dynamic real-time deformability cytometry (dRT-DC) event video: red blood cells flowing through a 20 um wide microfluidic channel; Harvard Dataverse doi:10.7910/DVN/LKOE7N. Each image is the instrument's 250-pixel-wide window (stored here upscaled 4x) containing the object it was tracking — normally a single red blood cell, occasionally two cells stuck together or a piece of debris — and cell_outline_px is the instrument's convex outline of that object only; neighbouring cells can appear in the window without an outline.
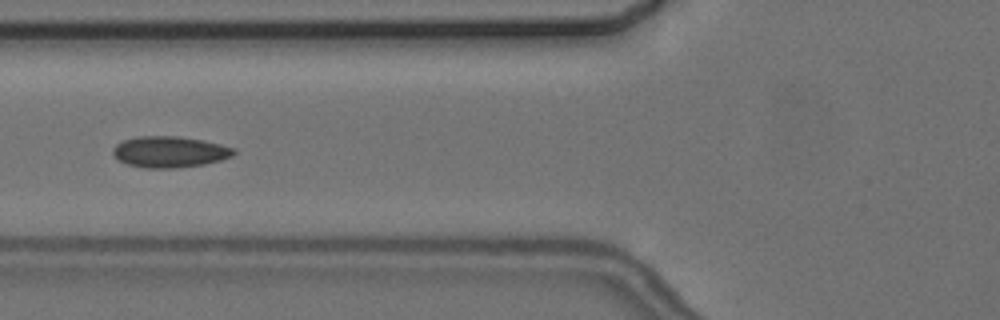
{"species": "common noctule bat (a hibernating species)", "species_latin": "Nyctalus noctula", "temperature_condition": "cold", "stored_images_in_passage": 5, "camera_frame_rate_fps": 3000, "um_per_image_px": 0.085, "animal": {"sex": "female", "body_mass_g": 24.6, "forearm_length_mm": 56.2}, "frame": {"image": 1, "passage_image": 3, "time_ms": 3.0, "image_size_px": [1000, 320], "cell_outline_px": [[236, 152], [232, 156], [220, 160], [204, 164], [176, 168], [144, 168], [128, 164], [120, 160], [112, 152], [112, 148], [116, 144], [124, 140], [136, 136], [176, 136], [204, 140], [236, 148]], "centroid_in_image_um": [14.43, 12.9], "position_along_channel_um": 111.4, "area_um2": 21.96}}
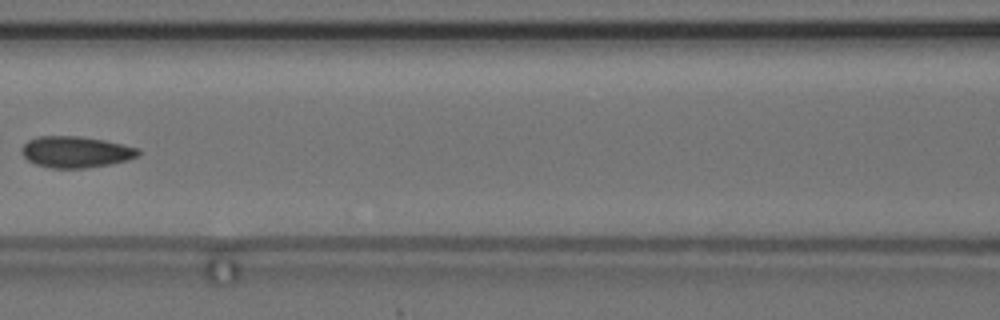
{"frame": {"image": 2, "passage_image": 4, "time_ms": 4.333, "image_size_px": [1000, 320], "cell_outline_px": [[140, 156], [128, 160], [108, 164], [84, 168], [52, 168], [36, 164], [28, 160], [20, 152], [20, 148], [28, 140], [36, 136], [80, 136], [104, 140], [140, 148]], "centroid_in_image_um": [6.44, 12.9], "position_along_channel_um": 160.2, "area_um2": 21.39}}